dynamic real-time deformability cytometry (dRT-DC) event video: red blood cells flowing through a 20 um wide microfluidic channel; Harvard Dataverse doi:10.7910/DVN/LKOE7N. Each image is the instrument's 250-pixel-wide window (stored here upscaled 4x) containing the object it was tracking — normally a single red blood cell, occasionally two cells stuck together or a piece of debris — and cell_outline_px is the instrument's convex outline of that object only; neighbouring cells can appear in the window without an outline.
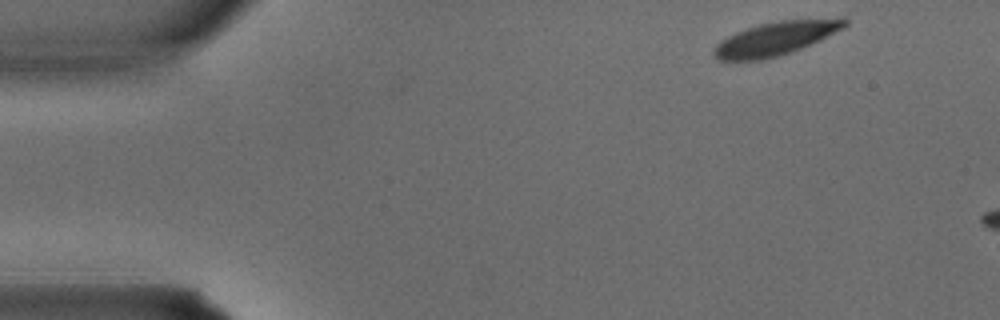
{"species": "common noctule bat (a hibernating species)", "species_latin": "Nyctalus noctula", "temperature_condition": "warm", "stored_images_in_passage": 4, "segment_of_instrument_passage": [2, 2], "camera_frame_rate_fps": 3000, "um_per_image_px": 0.085, "animal": {"sex": "male", "body_mass_g": 15.6}, "frame": {"image": 1, "passage_image": 4, "time_ms": 1.0, "image_size_px": [1000, 320], "cell_outline_px": [[848, 24], [844, 28], [820, 40], [800, 48], [776, 56], [760, 60], [716, 60], [712, 52], [712, 48], [720, 40], [736, 32], [760, 24], [780, 20], [844, 16], [848, 20]], "centroid_in_image_um": [65.98, 3.24], "position_along_channel_um": 19.0, "area_um2": 25.84}}